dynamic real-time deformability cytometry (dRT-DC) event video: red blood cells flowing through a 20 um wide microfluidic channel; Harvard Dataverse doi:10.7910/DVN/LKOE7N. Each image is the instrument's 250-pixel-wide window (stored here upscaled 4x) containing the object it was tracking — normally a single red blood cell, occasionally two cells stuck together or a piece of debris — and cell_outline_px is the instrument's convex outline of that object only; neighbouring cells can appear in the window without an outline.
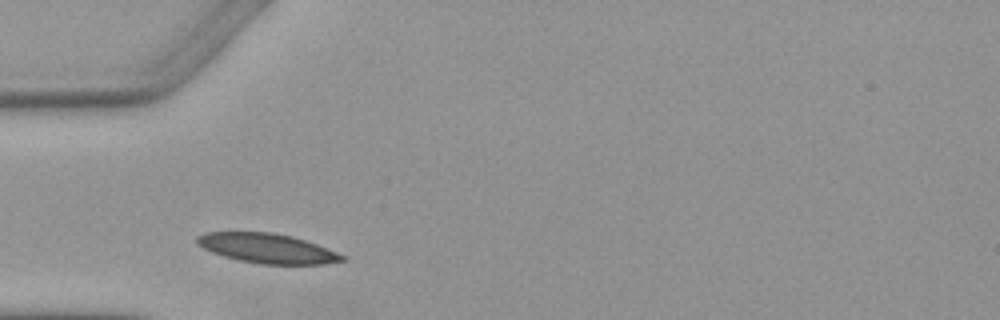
{"species": "Egyptian fruit bat (a non-hibernating species)", "species_latin": "Rousettus aegyptiacus", "temperature_condition": "warm", "stored_images_in_passage": 2, "camera_frame_rate_fps": 3000, "um_per_image_px": 0.085, "animal": {"sex": "female"}, "frame": {"image": 1, "passage_image": 1, "time_ms": 0.0, "image_size_px": [1000, 320], "cell_outline_px": [[344, 260], [324, 264], [260, 264], [240, 260], [224, 256], [212, 252], [196, 244], [196, 236], [204, 232], [272, 232], [292, 236], [316, 244], [336, 252], [344, 256]], "centroid_in_image_um": [22.66, 21.1], "position_along_channel_um": 62.3, "area_um2": 24.85}}
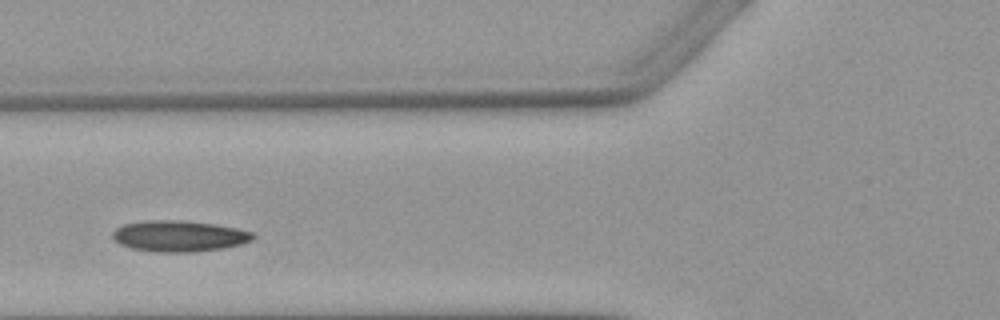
{"frame": {"image": 2, "passage_image": 2, "time_ms": 1.333, "image_size_px": [1000, 320], "cell_outline_px": [[256, 236], [252, 240], [240, 244], [224, 248], [192, 252], [156, 252], [132, 248], [120, 244], [112, 236], [112, 232], [116, 228], [124, 224], [148, 220], [180, 220], [212, 224], [236, 228], [252, 232]], "centroid_in_image_um": [15.22, 20.07], "position_along_channel_um": 110.6, "area_um2": 25.26}}